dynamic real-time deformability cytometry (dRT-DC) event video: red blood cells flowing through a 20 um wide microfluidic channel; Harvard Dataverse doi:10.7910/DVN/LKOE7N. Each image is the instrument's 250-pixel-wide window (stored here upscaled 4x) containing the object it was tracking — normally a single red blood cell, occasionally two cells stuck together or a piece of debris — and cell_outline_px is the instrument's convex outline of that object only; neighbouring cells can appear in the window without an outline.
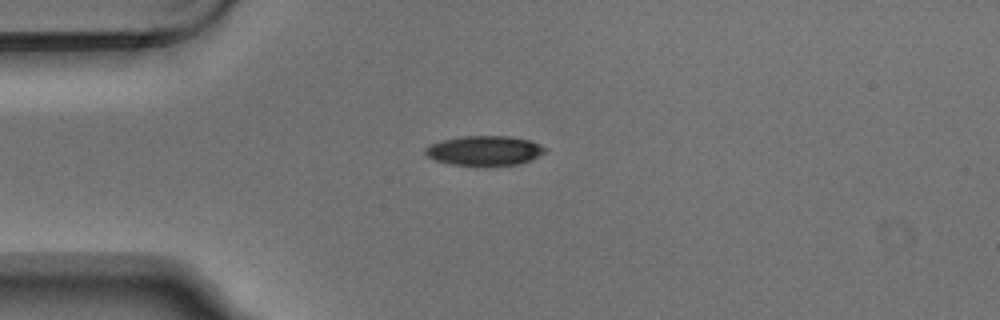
{"species": "Egyptian fruit bat (a non-hibernating species)", "species_latin": "Rousettus aegyptiacus", "temperature_condition": "warm", "stored_images_in_passage": 4, "camera_frame_rate_fps": 3000, "um_per_image_px": 0.085, "animal": {"sex": "male"}, "frame": {"image": 1, "passage_image": 1, "time_ms": 0.0, "image_size_px": [1000, 320], "cell_outline_px": [[548, 148], [544, 152], [528, 160], [516, 164], [488, 168], [448, 164], [436, 160], [428, 156], [424, 152], [424, 148], [440, 140], [460, 136], [512, 136], [532, 140]], "centroid_in_image_um": [41.17, 12.82], "position_along_channel_um": 43.8, "area_um2": 21.33}}
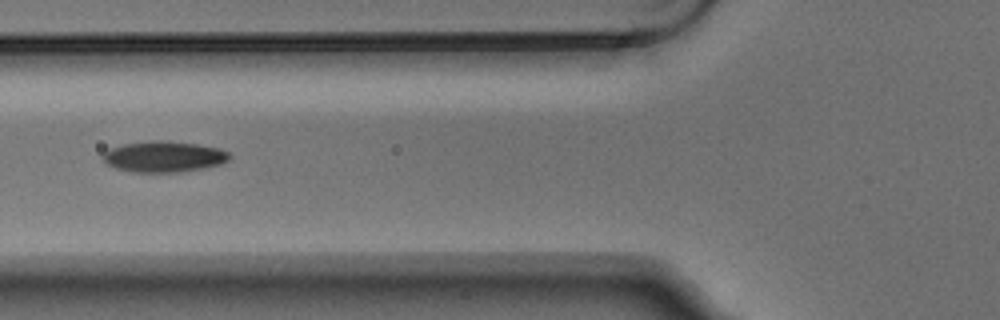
{"frame": {"image": 2, "passage_image": 3, "time_ms": 0.667, "image_size_px": [1000, 320], "cell_outline_px": [[232, 156], [228, 160], [220, 164], [204, 168], [180, 172], [132, 172], [116, 168], [108, 164], [100, 156], [104, 152], [112, 148], [124, 144], [160, 140], [196, 144], [220, 148], [228, 152]], "centroid_in_image_um": [13.95, 13.32], "position_along_channel_um": 111.9, "area_um2": 22.66}}
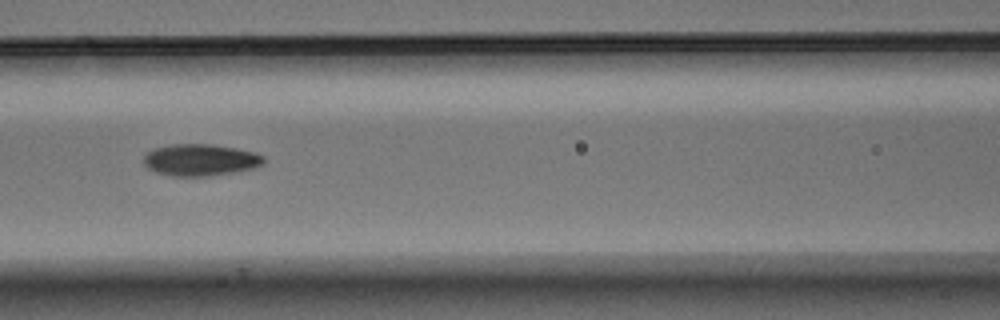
{"frame": {"image": 3, "passage_image": 4, "time_ms": 1.0, "image_size_px": [1000, 320], "cell_outline_px": [[264, 160], [256, 168], [208, 176], [172, 176], [156, 172], [148, 168], [144, 164], [144, 156], [148, 152], [156, 148], [172, 144], [212, 144], [236, 148], [256, 152], [264, 156]], "centroid_in_image_um": [17.04, 13.59], "position_along_channel_um": 149.6, "area_um2": 22.14}}